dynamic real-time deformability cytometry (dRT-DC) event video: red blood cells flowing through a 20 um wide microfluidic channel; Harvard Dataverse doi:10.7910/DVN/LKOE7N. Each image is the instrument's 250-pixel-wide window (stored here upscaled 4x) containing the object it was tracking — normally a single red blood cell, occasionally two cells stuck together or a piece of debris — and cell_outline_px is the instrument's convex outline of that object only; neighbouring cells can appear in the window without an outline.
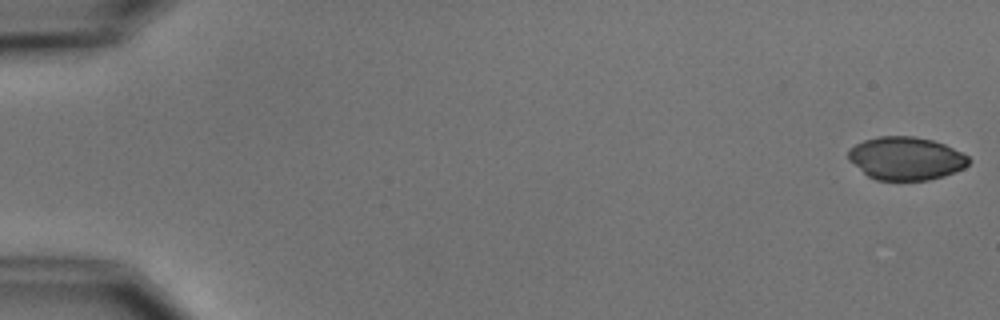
{"species": "common noctule bat (a hibernating species)", "species_latin": "Nyctalus noctula", "temperature_condition": "cold", "stored_images_in_passage": 8, "camera_frame_rate_fps": 3000, "um_per_image_px": 0.085, "animal": {"sex": "male", "body_mass_g": 15.6}, "frame": {"image": 1, "passage_image": 1, "time_ms": 0.0, "image_size_px": [1000, 320], "cell_outline_px": [[972, 160], [964, 168], [944, 176], [928, 180], [876, 180], [868, 176], [848, 160], [848, 148], [864, 140], [880, 136], [912, 136], [932, 140], [944, 144], [968, 156]], "centroid_in_image_um": [76.99, 13.47], "position_along_channel_um": 8.0, "area_um2": 30.23}}
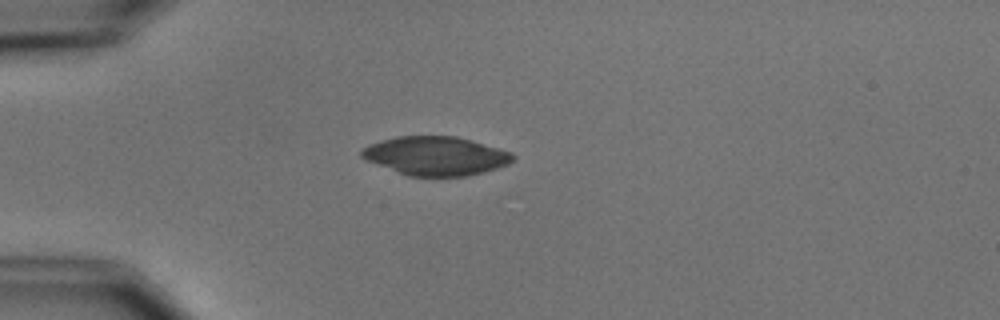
{"frame": {"image": 2, "passage_image": 4, "time_ms": 4.667, "image_size_px": [1000, 320], "cell_outline_px": [[516, 156], [508, 164], [484, 172], [468, 176], [408, 176], [364, 160], [360, 156], [360, 152], [368, 144], [380, 140], [396, 136], [456, 136], [512, 152]], "centroid_in_image_um": [37.0, 13.25], "position_along_channel_um": 48.0, "area_um2": 34.28}}